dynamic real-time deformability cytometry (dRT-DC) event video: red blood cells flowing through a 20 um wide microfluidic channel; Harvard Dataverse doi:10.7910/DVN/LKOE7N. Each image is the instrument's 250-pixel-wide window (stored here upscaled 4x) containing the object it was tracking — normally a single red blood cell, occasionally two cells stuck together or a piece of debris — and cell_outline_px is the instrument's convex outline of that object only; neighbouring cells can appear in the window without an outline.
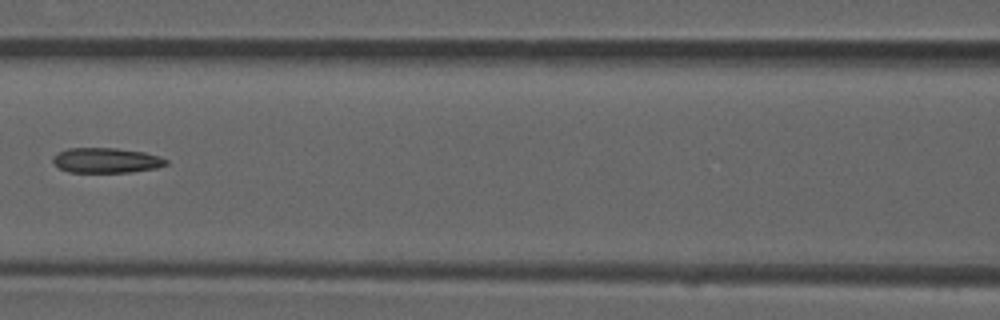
{"species": "common noctule bat (a hibernating species)", "species_latin": "Nyctalus noctula", "temperature_condition": "room temperature", "stored_images_in_passage": 7, "camera_frame_rate_fps": 3000, "um_per_image_px": 0.085, "animal": {"sex": "male", "forearm_length_mm": 52.5}, "frame": {"image": 1, "passage_image": 6, "time_ms": 1.667, "image_size_px": [1000, 320], "cell_outline_px": [[168, 164], [156, 168], [132, 172], [68, 172], [60, 168], [52, 160], [52, 156], [68, 148], [116, 148], [144, 152], [160, 156], [168, 160]], "centroid_in_image_um": [9.06, 13.63], "position_along_channel_um": 157.5, "area_um2": 16.53}}
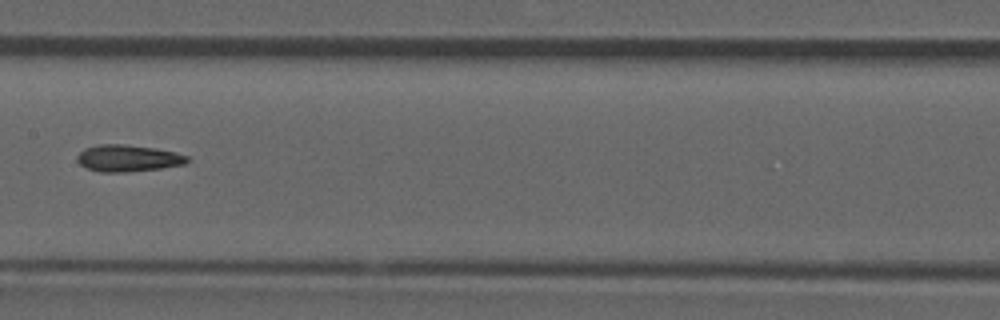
{"frame": {"image": 2, "passage_image": 7, "time_ms": 2.0, "image_size_px": [1000, 320], "cell_outline_px": [[192, 160], [184, 164], [160, 168], [124, 172], [100, 172], [88, 168], [80, 164], [76, 160], [76, 156], [84, 148], [100, 144], [124, 144], [156, 148], [176, 152], [188, 156]], "centroid_in_image_um": [10.89, 13.44], "position_along_channel_um": 196.5, "area_um2": 17.22}}